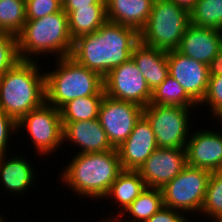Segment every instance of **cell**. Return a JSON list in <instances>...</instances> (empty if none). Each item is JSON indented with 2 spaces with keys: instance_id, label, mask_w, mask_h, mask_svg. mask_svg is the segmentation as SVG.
<instances>
[{
  "instance_id": "cell-1",
  "label": "cell",
  "mask_w": 222,
  "mask_h": 222,
  "mask_svg": "<svg viewBox=\"0 0 222 222\" xmlns=\"http://www.w3.org/2000/svg\"><path fill=\"white\" fill-rule=\"evenodd\" d=\"M138 42L139 33L135 29L106 21L94 33L75 39L70 57L104 78L132 58Z\"/></svg>"
},
{
  "instance_id": "cell-2",
  "label": "cell",
  "mask_w": 222,
  "mask_h": 222,
  "mask_svg": "<svg viewBox=\"0 0 222 222\" xmlns=\"http://www.w3.org/2000/svg\"><path fill=\"white\" fill-rule=\"evenodd\" d=\"M61 173V180L77 195L94 199L107 194L123 171L117 149L77 153Z\"/></svg>"
},
{
  "instance_id": "cell-3",
  "label": "cell",
  "mask_w": 222,
  "mask_h": 222,
  "mask_svg": "<svg viewBox=\"0 0 222 222\" xmlns=\"http://www.w3.org/2000/svg\"><path fill=\"white\" fill-rule=\"evenodd\" d=\"M35 60L20 59L0 76V109L16 122L45 102V73Z\"/></svg>"
},
{
  "instance_id": "cell-4",
  "label": "cell",
  "mask_w": 222,
  "mask_h": 222,
  "mask_svg": "<svg viewBox=\"0 0 222 222\" xmlns=\"http://www.w3.org/2000/svg\"><path fill=\"white\" fill-rule=\"evenodd\" d=\"M16 37L21 60H34L35 55L54 53L58 58L68 57L73 49L68 15L62 9L36 20H26Z\"/></svg>"
},
{
  "instance_id": "cell-5",
  "label": "cell",
  "mask_w": 222,
  "mask_h": 222,
  "mask_svg": "<svg viewBox=\"0 0 222 222\" xmlns=\"http://www.w3.org/2000/svg\"><path fill=\"white\" fill-rule=\"evenodd\" d=\"M53 71L45 72V102L60 109L78 97L105 95L103 78L70 56L57 58Z\"/></svg>"
},
{
  "instance_id": "cell-6",
  "label": "cell",
  "mask_w": 222,
  "mask_h": 222,
  "mask_svg": "<svg viewBox=\"0 0 222 222\" xmlns=\"http://www.w3.org/2000/svg\"><path fill=\"white\" fill-rule=\"evenodd\" d=\"M189 11L172 0H154L151 13L139 41L165 52L177 50L187 26Z\"/></svg>"
},
{
  "instance_id": "cell-7",
  "label": "cell",
  "mask_w": 222,
  "mask_h": 222,
  "mask_svg": "<svg viewBox=\"0 0 222 222\" xmlns=\"http://www.w3.org/2000/svg\"><path fill=\"white\" fill-rule=\"evenodd\" d=\"M211 173L187 165L161 189L164 206L181 213H200Z\"/></svg>"
},
{
  "instance_id": "cell-8",
  "label": "cell",
  "mask_w": 222,
  "mask_h": 222,
  "mask_svg": "<svg viewBox=\"0 0 222 222\" xmlns=\"http://www.w3.org/2000/svg\"><path fill=\"white\" fill-rule=\"evenodd\" d=\"M193 108L149 104L143 116L150 123L160 148L185 149L190 132L189 110Z\"/></svg>"
},
{
  "instance_id": "cell-9",
  "label": "cell",
  "mask_w": 222,
  "mask_h": 222,
  "mask_svg": "<svg viewBox=\"0 0 222 222\" xmlns=\"http://www.w3.org/2000/svg\"><path fill=\"white\" fill-rule=\"evenodd\" d=\"M38 155H48L63 142V124L60 109L44 102L17 122V130L26 129Z\"/></svg>"
},
{
  "instance_id": "cell-10",
  "label": "cell",
  "mask_w": 222,
  "mask_h": 222,
  "mask_svg": "<svg viewBox=\"0 0 222 222\" xmlns=\"http://www.w3.org/2000/svg\"><path fill=\"white\" fill-rule=\"evenodd\" d=\"M103 81L109 98L133 102L143 108L150 104L152 91L132 58L113 68Z\"/></svg>"
},
{
  "instance_id": "cell-11",
  "label": "cell",
  "mask_w": 222,
  "mask_h": 222,
  "mask_svg": "<svg viewBox=\"0 0 222 222\" xmlns=\"http://www.w3.org/2000/svg\"><path fill=\"white\" fill-rule=\"evenodd\" d=\"M142 115L143 107L139 104L104 95L99 106L98 120L110 144L117 149L131 134Z\"/></svg>"
},
{
  "instance_id": "cell-12",
  "label": "cell",
  "mask_w": 222,
  "mask_h": 222,
  "mask_svg": "<svg viewBox=\"0 0 222 222\" xmlns=\"http://www.w3.org/2000/svg\"><path fill=\"white\" fill-rule=\"evenodd\" d=\"M186 166L185 149L158 147L137 171L147 187L162 189Z\"/></svg>"
},
{
  "instance_id": "cell-13",
  "label": "cell",
  "mask_w": 222,
  "mask_h": 222,
  "mask_svg": "<svg viewBox=\"0 0 222 222\" xmlns=\"http://www.w3.org/2000/svg\"><path fill=\"white\" fill-rule=\"evenodd\" d=\"M167 59L169 75L177 80L197 104H200L208 87V65L187 57L177 50L168 51Z\"/></svg>"
},
{
  "instance_id": "cell-14",
  "label": "cell",
  "mask_w": 222,
  "mask_h": 222,
  "mask_svg": "<svg viewBox=\"0 0 222 222\" xmlns=\"http://www.w3.org/2000/svg\"><path fill=\"white\" fill-rule=\"evenodd\" d=\"M189 134L185 152L187 165L208 170H222V133L201 129Z\"/></svg>"
},
{
  "instance_id": "cell-15",
  "label": "cell",
  "mask_w": 222,
  "mask_h": 222,
  "mask_svg": "<svg viewBox=\"0 0 222 222\" xmlns=\"http://www.w3.org/2000/svg\"><path fill=\"white\" fill-rule=\"evenodd\" d=\"M157 148L153 129L142 115L128 138L117 148L123 170H138Z\"/></svg>"
},
{
  "instance_id": "cell-16",
  "label": "cell",
  "mask_w": 222,
  "mask_h": 222,
  "mask_svg": "<svg viewBox=\"0 0 222 222\" xmlns=\"http://www.w3.org/2000/svg\"><path fill=\"white\" fill-rule=\"evenodd\" d=\"M222 47V31L198 27L191 23L181 38L177 51L208 65Z\"/></svg>"
},
{
  "instance_id": "cell-17",
  "label": "cell",
  "mask_w": 222,
  "mask_h": 222,
  "mask_svg": "<svg viewBox=\"0 0 222 222\" xmlns=\"http://www.w3.org/2000/svg\"><path fill=\"white\" fill-rule=\"evenodd\" d=\"M63 142L69 141L81 150L78 153L102 152L115 149L109 142L98 119L62 122Z\"/></svg>"
},
{
  "instance_id": "cell-18",
  "label": "cell",
  "mask_w": 222,
  "mask_h": 222,
  "mask_svg": "<svg viewBox=\"0 0 222 222\" xmlns=\"http://www.w3.org/2000/svg\"><path fill=\"white\" fill-rule=\"evenodd\" d=\"M132 59L154 91L169 75L167 52L147 46L140 41L134 46Z\"/></svg>"
},
{
  "instance_id": "cell-19",
  "label": "cell",
  "mask_w": 222,
  "mask_h": 222,
  "mask_svg": "<svg viewBox=\"0 0 222 222\" xmlns=\"http://www.w3.org/2000/svg\"><path fill=\"white\" fill-rule=\"evenodd\" d=\"M154 0H106L107 21L131 27L138 33L149 19Z\"/></svg>"
},
{
  "instance_id": "cell-20",
  "label": "cell",
  "mask_w": 222,
  "mask_h": 222,
  "mask_svg": "<svg viewBox=\"0 0 222 222\" xmlns=\"http://www.w3.org/2000/svg\"><path fill=\"white\" fill-rule=\"evenodd\" d=\"M6 157V154L0 156V183L9 193H24L36 180L34 166L21 155L10 159Z\"/></svg>"
},
{
  "instance_id": "cell-21",
  "label": "cell",
  "mask_w": 222,
  "mask_h": 222,
  "mask_svg": "<svg viewBox=\"0 0 222 222\" xmlns=\"http://www.w3.org/2000/svg\"><path fill=\"white\" fill-rule=\"evenodd\" d=\"M146 187L137 170H123L103 198L117 201L119 208L121 206L122 209L119 213L121 215Z\"/></svg>"
},
{
  "instance_id": "cell-22",
  "label": "cell",
  "mask_w": 222,
  "mask_h": 222,
  "mask_svg": "<svg viewBox=\"0 0 222 222\" xmlns=\"http://www.w3.org/2000/svg\"><path fill=\"white\" fill-rule=\"evenodd\" d=\"M106 21V5L77 8L68 14L69 32L73 41L81 36L94 33Z\"/></svg>"
},
{
  "instance_id": "cell-23",
  "label": "cell",
  "mask_w": 222,
  "mask_h": 222,
  "mask_svg": "<svg viewBox=\"0 0 222 222\" xmlns=\"http://www.w3.org/2000/svg\"><path fill=\"white\" fill-rule=\"evenodd\" d=\"M164 207L163 195L161 189L146 187L145 190L129 205V207L121 213V217H108L102 221H114V222H145L153 214L158 212ZM128 213L131 218L128 217L126 221L123 220L124 213ZM122 218L119 219L118 218ZM115 218V219H114Z\"/></svg>"
},
{
  "instance_id": "cell-24",
  "label": "cell",
  "mask_w": 222,
  "mask_h": 222,
  "mask_svg": "<svg viewBox=\"0 0 222 222\" xmlns=\"http://www.w3.org/2000/svg\"><path fill=\"white\" fill-rule=\"evenodd\" d=\"M104 95L78 97L60 108L62 122H77L98 119L99 106Z\"/></svg>"
},
{
  "instance_id": "cell-25",
  "label": "cell",
  "mask_w": 222,
  "mask_h": 222,
  "mask_svg": "<svg viewBox=\"0 0 222 222\" xmlns=\"http://www.w3.org/2000/svg\"><path fill=\"white\" fill-rule=\"evenodd\" d=\"M150 104L169 105L195 108L198 105L183 89V87L168 75L165 80L152 91Z\"/></svg>"
},
{
  "instance_id": "cell-26",
  "label": "cell",
  "mask_w": 222,
  "mask_h": 222,
  "mask_svg": "<svg viewBox=\"0 0 222 222\" xmlns=\"http://www.w3.org/2000/svg\"><path fill=\"white\" fill-rule=\"evenodd\" d=\"M189 15L192 25L222 31V0H197Z\"/></svg>"
},
{
  "instance_id": "cell-27",
  "label": "cell",
  "mask_w": 222,
  "mask_h": 222,
  "mask_svg": "<svg viewBox=\"0 0 222 222\" xmlns=\"http://www.w3.org/2000/svg\"><path fill=\"white\" fill-rule=\"evenodd\" d=\"M25 22V0H0V32L17 35Z\"/></svg>"
},
{
  "instance_id": "cell-28",
  "label": "cell",
  "mask_w": 222,
  "mask_h": 222,
  "mask_svg": "<svg viewBox=\"0 0 222 222\" xmlns=\"http://www.w3.org/2000/svg\"><path fill=\"white\" fill-rule=\"evenodd\" d=\"M212 217L222 215V170L211 173L200 213Z\"/></svg>"
},
{
  "instance_id": "cell-29",
  "label": "cell",
  "mask_w": 222,
  "mask_h": 222,
  "mask_svg": "<svg viewBox=\"0 0 222 222\" xmlns=\"http://www.w3.org/2000/svg\"><path fill=\"white\" fill-rule=\"evenodd\" d=\"M19 60L16 35L0 32V76Z\"/></svg>"
},
{
  "instance_id": "cell-30",
  "label": "cell",
  "mask_w": 222,
  "mask_h": 222,
  "mask_svg": "<svg viewBox=\"0 0 222 222\" xmlns=\"http://www.w3.org/2000/svg\"><path fill=\"white\" fill-rule=\"evenodd\" d=\"M26 20H36L62 9L60 0H25Z\"/></svg>"
},
{
  "instance_id": "cell-31",
  "label": "cell",
  "mask_w": 222,
  "mask_h": 222,
  "mask_svg": "<svg viewBox=\"0 0 222 222\" xmlns=\"http://www.w3.org/2000/svg\"><path fill=\"white\" fill-rule=\"evenodd\" d=\"M203 103L209 105L213 116L222 108V75L209 77L205 97L199 105Z\"/></svg>"
},
{
  "instance_id": "cell-32",
  "label": "cell",
  "mask_w": 222,
  "mask_h": 222,
  "mask_svg": "<svg viewBox=\"0 0 222 222\" xmlns=\"http://www.w3.org/2000/svg\"><path fill=\"white\" fill-rule=\"evenodd\" d=\"M16 131H18L17 122L0 109V156L9 151L7 147L10 145L8 140L10 141L9 138L12 137L10 133H18Z\"/></svg>"
},
{
  "instance_id": "cell-33",
  "label": "cell",
  "mask_w": 222,
  "mask_h": 222,
  "mask_svg": "<svg viewBox=\"0 0 222 222\" xmlns=\"http://www.w3.org/2000/svg\"><path fill=\"white\" fill-rule=\"evenodd\" d=\"M185 215L184 213L181 214L180 211L164 206L145 222H186L188 218H185Z\"/></svg>"
},
{
  "instance_id": "cell-34",
  "label": "cell",
  "mask_w": 222,
  "mask_h": 222,
  "mask_svg": "<svg viewBox=\"0 0 222 222\" xmlns=\"http://www.w3.org/2000/svg\"><path fill=\"white\" fill-rule=\"evenodd\" d=\"M90 5H106V0H63L62 10L68 15L77 8L90 7Z\"/></svg>"
},
{
  "instance_id": "cell-35",
  "label": "cell",
  "mask_w": 222,
  "mask_h": 222,
  "mask_svg": "<svg viewBox=\"0 0 222 222\" xmlns=\"http://www.w3.org/2000/svg\"><path fill=\"white\" fill-rule=\"evenodd\" d=\"M209 77L222 75V47L218 50L216 56L208 64Z\"/></svg>"
},
{
  "instance_id": "cell-36",
  "label": "cell",
  "mask_w": 222,
  "mask_h": 222,
  "mask_svg": "<svg viewBox=\"0 0 222 222\" xmlns=\"http://www.w3.org/2000/svg\"><path fill=\"white\" fill-rule=\"evenodd\" d=\"M174 1L177 5L187 9L190 11L194 6L197 0H172Z\"/></svg>"
},
{
  "instance_id": "cell-37",
  "label": "cell",
  "mask_w": 222,
  "mask_h": 222,
  "mask_svg": "<svg viewBox=\"0 0 222 222\" xmlns=\"http://www.w3.org/2000/svg\"><path fill=\"white\" fill-rule=\"evenodd\" d=\"M212 117H214V119L219 118V121H221V123H222V108Z\"/></svg>"
},
{
  "instance_id": "cell-38",
  "label": "cell",
  "mask_w": 222,
  "mask_h": 222,
  "mask_svg": "<svg viewBox=\"0 0 222 222\" xmlns=\"http://www.w3.org/2000/svg\"><path fill=\"white\" fill-rule=\"evenodd\" d=\"M212 219L214 220V222H222V215H218V216L212 217L211 220Z\"/></svg>"
},
{
  "instance_id": "cell-39",
  "label": "cell",
  "mask_w": 222,
  "mask_h": 222,
  "mask_svg": "<svg viewBox=\"0 0 222 222\" xmlns=\"http://www.w3.org/2000/svg\"><path fill=\"white\" fill-rule=\"evenodd\" d=\"M4 221L6 220H4L3 214L2 215L0 214V222H4Z\"/></svg>"
}]
</instances>
